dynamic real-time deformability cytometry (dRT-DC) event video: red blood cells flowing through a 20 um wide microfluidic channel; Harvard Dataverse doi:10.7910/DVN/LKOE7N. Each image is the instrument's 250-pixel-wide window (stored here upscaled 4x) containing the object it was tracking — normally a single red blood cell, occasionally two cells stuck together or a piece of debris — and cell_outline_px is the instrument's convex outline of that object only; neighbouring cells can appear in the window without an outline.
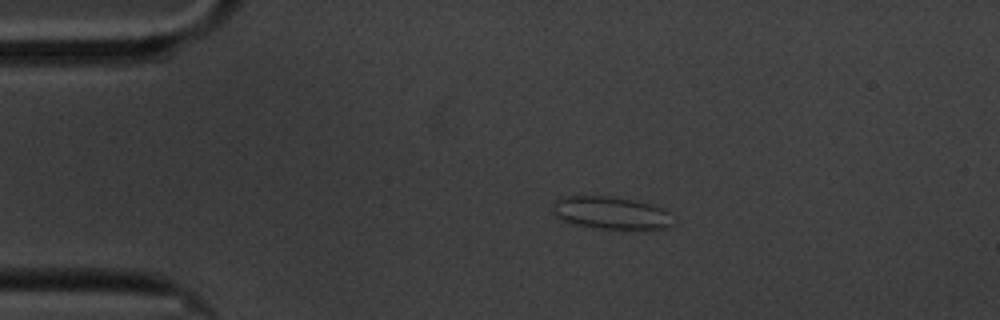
{"species": "common noctule bat (a hibernating species)", "species_latin": "Nyctalus noctula", "temperature_condition": "cold", "stored_images_in_passage": 48, "camera_frame_rate_fps": 3000, "um_per_image_px": 0.085, "animal": {"sex": "male", "body_mass_g": 20.1, "forearm_length_mm": 53.5}, "frame": {"image": 1, "passage_image": 1, "time_ms": 0.0, "image_size_px": [1000, 320], "cell_outline_px": [[672, 224], [668, 228], [596, 228], [576, 224], [564, 220], [556, 216], [552, 212], [556, 200], [564, 196], [604, 196], [632, 200], [664, 208], [668, 212]], "centroid_in_image_um": [51.9, 18.09], "position_along_channel_um": 33.1, "area_um2": 22.2}}
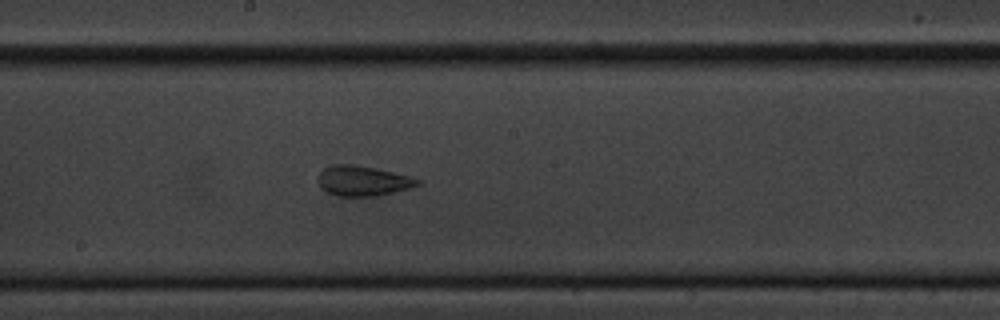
{"frame": {"image": 2, "passage_image": 21, "time_ms": 6.667, "image_size_px": [1000, 320], "cell_outline_px": [[420, 184], [408, 188], [376, 196], [336, 196], [320, 188], [320, 172], [324, 168], [332, 164], [356, 164], [392, 172], [408, 176], [420, 180]], "centroid_in_image_um": [30.81, 15.37], "position_along_channel_um": 217.4, "area_um2": 17.17}}
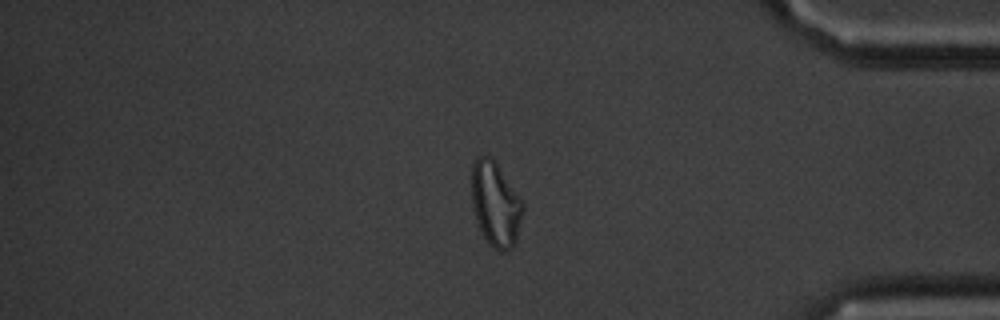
{"frame": {"image": 3, "passage_image": 39, "time_ms": 12.667, "image_size_px": [1000, 320], "cell_outline_px": [[524, 208], [516, 240], [512, 248], [504, 252], [500, 252], [492, 248], [488, 244], [476, 220], [472, 208], [472, 164], [476, 156], [488, 156], [496, 164], [524, 204]], "centroid_in_image_um": [42.1, 17.4], "position_along_channel_um": 393.1, "area_um2": 24.97}}